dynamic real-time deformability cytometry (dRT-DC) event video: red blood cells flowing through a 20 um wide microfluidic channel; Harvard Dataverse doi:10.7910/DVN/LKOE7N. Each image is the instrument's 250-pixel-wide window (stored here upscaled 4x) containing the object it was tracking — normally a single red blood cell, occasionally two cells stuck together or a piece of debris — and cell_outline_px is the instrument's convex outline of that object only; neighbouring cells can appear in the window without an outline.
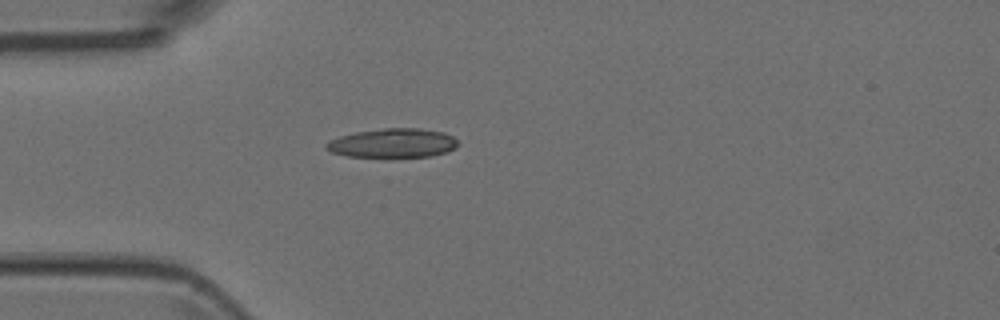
{"species": "Egyptian fruit bat (a non-hibernating species)", "species_latin": "Rousettus aegyptiacus", "temperature_condition": "room temperature", "stored_images_in_passage": 3, "camera_frame_rate_fps": 3000, "um_per_image_px": 0.085, "animal": {"sex": "female"}, "frame": {"image": 1, "passage_image": 3, "time_ms": 0.667, "image_size_px": [1000, 320], "cell_outline_px": [[460, 144], [456, 148], [432, 156], [392, 160], [348, 156], [332, 152], [324, 148], [324, 144], [328, 140], [340, 136], [356, 132], [384, 128], [420, 128], [444, 132], [452, 136]], "centroid_in_image_um": [33.38, 12.21], "position_along_channel_um": 51.6, "area_um2": 23.41}}